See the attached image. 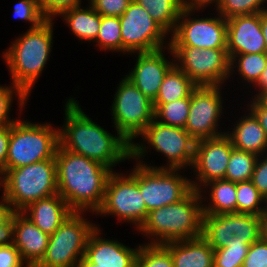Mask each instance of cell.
<instances>
[{
    "label": "cell",
    "instance_id": "obj_1",
    "mask_svg": "<svg viewBox=\"0 0 267 267\" xmlns=\"http://www.w3.org/2000/svg\"><path fill=\"white\" fill-rule=\"evenodd\" d=\"M65 124L59 129V145L110 168L131 159V144L120 134L111 135L96 124L69 98L65 104Z\"/></svg>",
    "mask_w": 267,
    "mask_h": 267
},
{
    "label": "cell",
    "instance_id": "obj_2",
    "mask_svg": "<svg viewBox=\"0 0 267 267\" xmlns=\"http://www.w3.org/2000/svg\"><path fill=\"white\" fill-rule=\"evenodd\" d=\"M58 194L76 212L93 213L102 206L110 168L98 161L72 153L58 145L56 153Z\"/></svg>",
    "mask_w": 267,
    "mask_h": 267
},
{
    "label": "cell",
    "instance_id": "obj_3",
    "mask_svg": "<svg viewBox=\"0 0 267 267\" xmlns=\"http://www.w3.org/2000/svg\"><path fill=\"white\" fill-rule=\"evenodd\" d=\"M202 197L203 194L200 191L193 189L181 201L148 212L146 220L138 230L146 236H156V240L154 239L150 244H164L201 237Z\"/></svg>",
    "mask_w": 267,
    "mask_h": 267
},
{
    "label": "cell",
    "instance_id": "obj_4",
    "mask_svg": "<svg viewBox=\"0 0 267 267\" xmlns=\"http://www.w3.org/2000/svg\"><path fill=\"white\" fill-rule=\"evenodd\" d=\"M52 21L47 19L38 27L27 30L3 53L11 73V84L27 97L49 59L53 38Z\"/></svg>",
    "mask_w": 267,
    "mask_h": 267
},
{
    "label": "cell",
    "instance_id": "obj_5",
    "mask_svg": "<svg viewBox=\"0 0 267 267\" xmlns=\"http://www.w3.org/2000/svg\"><path fill=\"white\" fill-rule=\"evenodd\" d=\"M145 148L142 143L131 144V158L139 159V163L129 174L137 181L147 211L150 212L181 201L193 188L191 179L178 174L180 169L157 168L143 164L140 158L144 157Z\"/></svg>",
    "mask_w": 267,
    "mask_h": 267
},
{
    "label": "cell",
    "instance_id": "obj_6",
    "mask_svg": "<svg viewBox=\"0 0 267 267\" xmlns=\"http://www.w3.org/2000/svg\"><path fill=\"white\" fill-rule=\"evenodd\" d=\"M0 178L2 195L15 211H22L37 200L58 194L55 159L9 169Z\"/></svg>",
    "mask_w": 267,
    "mask_h": 267
},
{
    "label": "cell",
    "instance_id": "obj_7",
    "mask_svg": "<svg viewBox=\"0 0 267 267\" xmlns=\"http://www.w3.org/2000/svg\"><path fill=\"white\" fill-rule=\"evenodd\" d=\"M59 130L50 124H34L16 120L10 125L5 172L48 159H55Z\"/></svg>",
    "mask_w": 267,
    "mask_h": 267
},
{
    "label": "cell",
    "instance_id": "obj_8",
    "mask_svg": "<svg viewBox=\"0 0 267 267\" xmlns=\"http://www.w3.org/2000/svg\"><path fill=\"white\" fill-rule=\"evenodd\" d=\"M72 212L49 237L45 256L36 267H76L85 255L90 233L96 228L81 215Z\"/></svg>",
    "mask_w": 267,
    "mask_h": 267
},
{
    "label": "cell",
    "instance_id": "obj_9",
    "mask_svg": "<svg viewBox=\"0 0 267 267\" xmlns=\"http://www.w3.org/2000/svg\"><path fill=\"white\" fill-rule=\"evenodd\" d=\"M207 4L191 1L182 11L176 29L171 34L170 47H195L200 49H226L227 20L218 14L213 18H192L190 13L206 8ZM190 15V16H189Z\"/></svg>",
    "mask_w": 267,
    "mask_h": 267
},
{
    "label": "cell",
    "instance_id": "obj_10",
    "mask_svg": "<svg viewBox=\"0 0 267 267\" xmlns=\"http://www.w3.org/2000/svg\"><path fill=\"white\" fill-rule=\"evenodd\" d=\"M117 88L111 109L113 123L117 134L132 144V140L153 121V103L127 77Z\"/></svg>",
    "mask_w": 267,
    "mask_h": 267
},
{
    "label": "cell",
    "instance_id": "obj_11",
    "mask_svg": "<svg viewBox=\"0 0 267 267\" xmlns=\"http://www.w3.org/2000/svg\"><path fill=\"white\" fill-rule=\"evenodd\" d=\"M168 47L177 59L174 60L175 65L197 86H218L222 85L225 79H229L230 58L227 49Z\"/></svg>",
    "mask_w": 267,
    "mask_h": 267
},
{
    "label": "cell",
    "instance_id": "obj_12",
    "mask_svg": "<svg viewBox=\"0 0 267 267\" xmlns=\"http://www.w3.org/2000/svg\"><path fill=\"white\" fill-rule=\"evenodd\" d=\"M96 212L114 215L121 221L127 220L138 229L148 215L137 181L131 175L124 176L115 172L108 177L104 201Z\"/></svg>",
    "mask_w": 267,
    "mask_h": 267
},
{
    "label": "cell",
    "instance_id": "obj_13",
    "mask_svg": "<svg viewBox=\"0 0 267 267\" xmlns=\"http://www.w3.org/2000/svg\"><path fill=\"white\" fill-rule=\"evenodd\" d=\"M122 36V52H151L163 46L168 34L135 0L119 17Z\"/></svg>",
    "mask_w": 267,
    "mask_h": 267
},
{
    "label": "cell",
    "instance_id": "obj_14",
    "mask_svg": "<svg viewBox=\"0 0 267 267\" xmlns=\"http://www.w3.org/2000/svg\"><path fill=\"white\" fill-rule=\"evenodd\" d=\"M220 86H197L191 93L184 129L196 142L226 134L217 129L223 111Z\"/></svg>",
    "mask_w": 267,
    "mask_h": 267
},
{
    "label": "cell",
    "instance_id": "obj_15",
    "mask_svg": "<svg viewBox=\"0 0 267 267\" xmlns=\"http://www.w3.org/2000/svg\"><path fill=\"white\" fill-rule=\"evenodd\" d=\"M149 146L168 158L166 167L169 169H183L188 165L192 167L196 141L183 128L162 124L155 119L140 134Z\"/></svg>",
    "mask_w": 267,
    "mask_h": 267
},
{
    "label": "cell",
    "instance_id": "obj_16",
    "mask_svg": "<svg viewBox=\"0 0 267 267\" xmlns=\"http://www.w3.org/2000/svg\"><path fill=\"white\" fill-rule=\"evenodd\" d=\"M233 148L231 139L226 134L196 142L193 167L191 168H194V172L198 176L196 180L199 185L191 180L194 190L202 192L201 189L205 184L225 178Z\"/></svg>",
    "mask_w": 267,
    "mask_h": 267
},
{
    "label": "cell",
    "instance_id": "obj_17",
    "mask_svg": "<svg viewBox=\"0 0 267 267\" xmlns=\"http://www.w3.org/2000/svg\"><path fill=\"white\" fill-rule=\"evenodd\" d=\"M227 20V52L229 58L237 54L266 53L261 29V13L239 15Z\"/></svg>",
    "mask_w": 267,
    "mask_h": 267
},
{
    "label": "cell",
    "instance_id": "obj_18",
    "mask_svg": "<svg viewBox=\"0 0 267 267\" xmlns=\"http://www.w3.org/2000/svg\"><path fill=\"white\" fill-rule=\"evenodd\" d=\"M50 235L42 232L25 213L16 211L11 221L10 241L26 267H36L45 256Z\"/></svg>",
    "mask_w": 267,
    "mask_h": 267
},
{
    "label": "cell",
    "instance_id": "obj_19",
    "mask_svg": "<svg viewBox=\"0 0 267 267\" xmlns=\"http://www.w3.org/2000/svg\"><path fill=\"white\" fill-rule=\"evenodd\" d=\"M163 48L151 52H137L134 69L125 75L144 95L152 101L156 98L163 79L175 64L162 53Z\"/></svg>",
    "mask_w": 267,
    "mask_h": 267
},
{
    "label": "cell",
    "instance_id": "obj_20",
    "mask_svg": "<svg viewBox=\"0 0 267 267\" xmlns=\"http://www.w3.org/2000/svg\"><path fill=\"white\" fill-rule=\"evenodd\" d=\"M90 233L85 249V257L97 267H135L139 247L130 248L115 240L99 237L100 229Z\"/></svg>",
    "mask_w": 267,
    "mask_h": 267
},
{
    "label": "cell",
    "instance_id": "obj_21",
    "mask_svg": "<svg viewBox=\"0 0 267 267\" xmlns=\"http://www.w3.org/2000/svg\"><path fill=\"white\" fill-rule=\"evenodd\" d=\"M21 212L42 232L52 235L74 211L61 195L54 194L31 203Z\"/></svg>",
    "mask_w": 267,
    "mask_h": 267
},
{
    "label": "cell",
    "instance_id": "obj_22",
    "mask_svg": "<svg viewBox=\"0 0 267 267\" xmlns=\"http://www.w3.org/2000/svg\"><path fill=\"white\" fill-rule=\"evenodd\" d=\"M162 245L170 252L173 267H213L214 249L202 236Z\"/></svg>",
    "mask_w": 267,
    "mask_h": 267
},
{
    "label": "cell",
    "instance_id": "obj_23",
    "mask_svg": "<svg viewBox=\"0 0 267 267\" xmlns=\"http://www.w3.org/2000/svg\"><path fill=\"white\" fill-rule=\"evenodd\" d=\"M234 148L262 156L267 151V136L256 116L250 111L241 117L231 133H226Z\"/></svg>",
    "mask_w": 267,
    "mask_h": 267
},
{
    "label": "cell",
    "instance_id": "obj_24",
    "mask_svg": "<svg viewBox=\"0 0 267 267\" xmlns=\"http://www.w3.org/2000/svg\"><path fill=\"white\" fill-rule=\"evenodd\" d=\"M62 16L69 28L79 40L95 41L100 30L101 15L90 4L86 9L81 5L67 9Z\"/></svg>",
    "mask_w": 267,
    "mask_h": 267
},
{
    "label": "cell",
    "instance_id": "obj_25",
    "mask_svg": "<svg viewBox=\"0 0 267 267\" xmlns=\"http://www.w3.org/2000/svg\"><path fill=\"white\" fill-rule=\"evenodd\" d=\"M167 32L174 33L183 9L191 0H135Z\"/></svg>",
    "mask_w": 267,
    "mask_h": 267
},
{
    "label": "cell",
    "instance_id": "obj_26",
    "mask_svg": "<svg viewBox=\"0 0 267 267\" xmlns=\"http://www.w3.org/2000/svg\"><path fill=\"white\" fill-rule=\"evenodd\" d=\"M197 85L175 64L166 73L159 92L152 103H169L191 97Z\"/></svg>",
    "mask_w": 267,
    "mask_h": 267
},
{
    "label": "cell",
    "instance_id": "obj_27",
    "mask_svg": "<svg viewBox=\"0 0 267 267\" xmlns=\"http://www.w3.org/2000/svg\"><path fill=\"white\" fill-rule=\"evenodd\" d=\"M208 185L211 186V204L203 205V214L236 213V183L220 179L205 184V188Z\"/></svg>",
    "mask_w": 267,
    "mask_h": 267
},
{
    "label": "cell",
    "instance_id": "obj_28",
    "mask_svg": "<svg viewBox=\"0 0 267 267\" xmlns=\"http://www.w3.org/2000/svg\"><path fill=\"white\" fill-rule=\"evenodd\" d=\"M233 236L231 213L203 214L202 237L213 249L225 247Z\"/></svg>",
    "mask_w": 267,
    "mask_h": 267
},
{
    "label": "cell",
    "instance_id": "obj_29",
    "mask_svg": "<svg viewBox=\"0 0 267 267\" xmlns=\"http://www.w3.org/2000/svg\"><path fill=\"white\" fill-rule=\"evenodd\" d=\"M190 97L169 103H153L154 119L162 124L183 128L189 114Z\"/></svg>",
    "mask_w": 267,
    "mask_h": 267
},
{
    "label": "cell",
    "instance_id": "obj_30",
    "mask_svg": "<svg viewBox=\"0 0 267 267\" xmlns=\"http://www.w3.org/2000/svg\"><path fill=\"white\" fill-rule=\"evenodd\" d=\"M257 158V154L233 148L224 179L235 183L251 180Z\"/></svg>",
    "mask_w": 267,
    "mask_h": 267
},
{
    "label": "cell",
    "instance_id": "obj_31",
    "mask_svg": "<svg viewBox=\"0 0 267 267\" xmlns=\"http://www.w3.org/2000/svg\"><path fill=\"white\" fill-rule=\"evenodd\" d=\"M236 195V213L259 216L267 208V206L261 207L262 202L266 204V198L256 189L251 180L237 182Z\"/></svg>",
    "mask_w": 267,
    "mask_h": 267
},
{
    "label": "cell",
    "instance_id": "obj_32",
    "mask_svg": "<svg viewBox=\"0 0 267 267\" xmlns=\"http://www.w3.org/2000/svg\"><path fill=\"white\" fill-rule=\"evenodd\" d=\"M238 58V60H237ZM238 61V62H236ZM234 63H237L238 72L242 79L246 80L248 83H256L259 79L261 73L266 68L267 65V53H257V54H237L230 58V74L232 75V69Z\"/></svg>",
    "mask_w": 267,
    "mask_h": 267
},
{
    "label": "cell",
    "instance_id": "obj_33",
    "mask_svg": "<svg viewBox=\"0 0 267 267\" xmlns=\"http://www.w3.org/2000/svg\"><path fill=\"white\" fill-rule=\"evenodd\" d=\"M249 246L245 240L233 236L225 247L214 249L213 267H242Z\"/></svg>",
    "mask_w": 267,
    "mask_h": 267
},
{
    "label": "cell",
    "instance_id": "obj_34",
    "mask_svg": "<svg viewBox=\"0 0 267 267\" xmlns=\"http://www.w3.org/2000/svg\"><path fill=\"white\" fill-rule=\"evenodd\" d=\"M102 50L122 53V36L119 17L101 16L100 30L95 40Z\"/></svg>",
    "mask_w": 267,
    "mask_h": 267
},
{
    "label": "cell",
    "instance_id": "obj_35",
    "mask_svg": "<svg viewBox=\"0 0 267 267\" xmlns=\"http://www.w3.org/2000/svg\"><path fill=\"white\" fill-rule=\"evenodd\" d=\"M267 0H211L209 4L214 3L218 13L225 19L234 16L261 13L267 11L263 6Z\"/></svg>",
    "mask_w": 267,
    "mask_h": 267
},
{
    "label": "cell",
    "instance_id": "obj_36",
    "mask_svg": "<svg viewBox=\"0 0 267 267\" xmlns=\"http://www.w3.org/2000/svg\"><path fill=\"white\" fill-rule=\"evenodd\" d=\"M233 235L249 245L260 239V217L244 213H231Z\"/></svg>",
    "mask_w": 267,
    "mask_h": 267
},
{
    "label": "cell",
    "instance_id": "obj_37",
    "mask_svg": "<svg viewBox=\"0 0 267 267\" xmlns=\"http://www.w3.org/2000/svg\"><path fill=\"white\" fill-rule=\"evenodd\" d=\"M135 267H173L170 252L162 244L141 245Z\"/></svg>",
    "mask_w": 267,
    "mask_h": 267
},
{
    "label": "cell",
    "instance_id": "obj_38",
    "mask_svg": "<svg viewBox=\"0 0 267 267\" xmlns=\"http://www.w3.org/2000/svg\"><path fill=\"white\" fill-rule=\"evenodd\" d=\"M14 17L28 21L32 25L30 29L38 27L47 18L42 13L39 0H21L14 6Z\"/></svg>",
    "mask_w": 267,
    "mask_h": 267
},
{
    "label": "cell",
    "instance_id": "obj_39",
    "mask_svg": "<svg viewBox=\"0 0 267 267\" xmlns=\"http://www.w3.org/2000/svg\"><path fill=\"white\" fill-rule=\"evenodd\" d=\"M12 85L13 87L0 86V126L12 125L16 121L9 118L14 93L18 96L19 107H24L25 102L28 100V97L17 86Z\"/></svg>",
    "mask_w": 267,
    "mask_h": 267
},
{
    "label": "cell",
    "instance_id": "obj_40",
    "mask_svg": "<svg viewBox=\"0 0 267 267\" xmlns=\"http://www.w3.org/2000/svg\"><path fill=\"white\" fill-rule=\"evenodd\" d=\"M101 16L120 17L132 0H89Z\"/></svg>",
    "mask_w": 267,
    "mask_h": 267
},
{
    "label": "cell",
    "instance_id": "obj_41",
    "mask_svg": "<svg viewBox=\"0 0 267 267\" xmlns=\"http://www.w3.org/2000/svg\"><path fill=\"white\" fill-rule=\"evenodd\" d=\"M242 267H267V242L258 239L249 246Z\"/></svg>",
    "mask_w": 267,
    "mask_h": 267
},
{
    "label": "cell",
    "instance_id": "obj_42",
    "mask_svg": "<svg viewBox=\"0 0 267 267\" xmlns=\"http://www.w3.org/2000/svg\"><path fill=\"white\" fill-rule=\"evenodd\" d=\"M0 202V245L10 240L11 221L16 212L2 195Z\"/></svg>",
    "mask_w": 267,
    "mask_h": 267
},
{
    "label": "cell",
    "instance_id": "obj_43",
    "mask_svg": "<svg viewBox=\"0 0 267 267\" xmlns=\"http://www.w3.org/2000/svg\"><path fill=\"white\" fill-rule=\"evenodd\" d=\"M42 13L47 19L59 15L61 12L79 6L81 0H39Z\"/></svg>",
    "mask_w": 267,
    "mask_h": 267
},
{
    "label": "cell",
    "instance_id": "obj_44",
    "mask_svg": "<svg viewBox=\"0 0 267 267\" xmlns=\"http://www.w3.org/2000/svg\"><path fill=\"white\" fill-rule=\"evenodd\" d=\"M24 262L18 249L9 240L0 245V267H23Z\"/></svg>",
    "mask_w": 267,
    "mask_h": 267
},
{
    "label": "cell",
    "instance_id": "obj_45",
    "mask_svg": "<svg viewBox=\"0 0 267 267\" xmlns=\"http://www.w3.org/2000/svg\"><path fill=\"white\" fill-rule=\"evenodd\" d=\"M258 156L254 171L252 174L251 181L256 189L267 198V157H262L264 159H259ZM260 160V161H259Z\"/></svg>",
    "mask_w": 267,
    "mask_h": 267
},
{
    "label": "cell",
    "instance_id": "obj_46",
    "mask_svg": "<svg viewBox=\"0 0 267 267\" xmlns=\"http://www.w3.org/2000/svg\"><path fill=\"white\" fill-rule=\"evenodd\" d=\"M9 139H10V125L0 126V175L1 176L5 173Z\"/></svg>",
    "mask_w": 267,
    "mask_h": 267
},
{
    "label": "cell",
    "instance_id": "obj_47",
    "mask_svg": "<svg viewBox=\"0 0 267 267\" xmlns=\"http://www.w3.org/2000/svg\"><path fill=\"white\" fill-rule=\"evenodd\" d=\"M250 104V111L256 116L267 136V108H264L256 99Z\"/></svg>",
    "mask_w": 267,
    "mask_h": 267
},
{
    "label": "cell",
    "instance_id": "obj_48",
    "mask_svg": "<svg viewBox=\"0 0 267 267\" xmlns=\"http://www.w3.org/2000/svg\"><path fill=\"white\" fill-rule=\"evenodd\" d=\"M260 217V238L267 242V208L259 215Z\"/></svg>",
    "mask_w": 267,
    "mask_h": 267
},
{
    "label": "cell",
    "instance_id": "obj_49",
    "mask_svg": "<svg viewBox=\"0 0 267 267\" xmlns=\"http://www.w3.org/2000/svg\"><path fill=\"white\" fill-rule=\"evenodd\" d=\"M254 85L260 88V91L254 96V98H256L262 91L267 89V65Z\"/></svg>",
    "mask_w": 267,
    "mask_h": 267
},
{
    "label": "cell",
    "instance_id": "obj_50",
    "mask_svg": "<svg viewBox=\"0 0 267 267\" xmlns=\"http://www.w3.org/2000/svg\"><path fill=\"white\" fill-rule=\"evenodd\" d=\"M261 29L265 38L266 53H267V11L261 12Z\"/></svg>",
    "mask_w": 267,
    "mask_h": 267
},
{
    "label": "cell",
    "instance_id": "obj_51",
    "mask_svg": "<svg viewBox=\"0 0 267 267\" xmlns=\"http://www.w3.org/2000/svg\"><path fill=\"white\" fill-rule=\"evenodd\" d=\"M264 108H267V89L255 98Z\"/></svg>",
    "mask_w": 267,
    "mask_h": 267
},
{
    "label": "cell",
    "instance_id": "obj_52",
    "mask_svg": "<svg viewBox=\"0 0 267 267\" xmlns=\"http://www.w3.org/2000/svg\"><path fill=\"white\" fill-rule=\"evenodd\" d=\"M76 267H97V264L90 262L85 256H83Z\"/></svg>",
    "mask_w": 267,
    "mask_h": 267
},
{
    "label": "cell",
    "instance_id": "obj_53",
    "mask_svg": "<svg viewBox=\"0 0 267 267\" xmlns=\"http://www.w3.org/2000/svg\"><path fill=\"white\" fill-rule=\"evenodd\" d=\"M191 1L196 2V3H200V4H207L208 5L211 0H191Z\"/></svg>",
    "mask_w": 267,
    "mask_h": 267
}]
</instances>
